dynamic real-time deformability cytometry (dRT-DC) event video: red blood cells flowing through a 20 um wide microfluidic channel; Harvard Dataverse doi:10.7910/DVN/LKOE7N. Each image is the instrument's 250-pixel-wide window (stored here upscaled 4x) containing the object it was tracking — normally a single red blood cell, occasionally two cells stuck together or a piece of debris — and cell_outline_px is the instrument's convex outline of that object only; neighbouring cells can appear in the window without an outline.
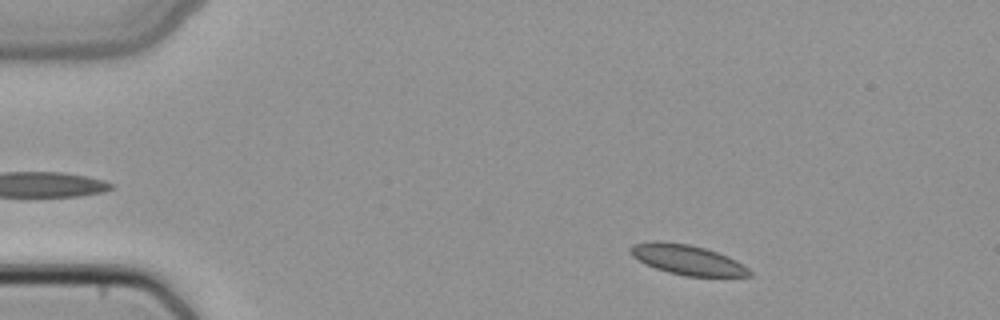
{"species": "common noctule bat (a hibernating species)", "species_latin": "Nyctalus noctula", "temperature_condition": "cold", "stored_images_in_passage": 5, "camera_frame_rate_fps": 3000, "um_per_image_px": 0.085, "animal": {"sex": "female", "body_mass_g": 22.7, "forearm_length_mm": 54.2}, "frame": {"image": 1, "passage_image": 1, "time_ms": 0.0, "image_size_px": [1000, 320], "cell_outline_px": [[752, 276], [688, 276], [668, 272], [656, 268], [632, 256], [628, 252], [628, 248], [632, 244], [652, 240], [660, 240], [688, 244], [704, 248], [728, 256], [736, 260], [748, 268], [752, 272]], "centroid_in_image_um": [58.39, 22.05], "position_along_channel_um": 26.6, "area_um2": 20.75}}
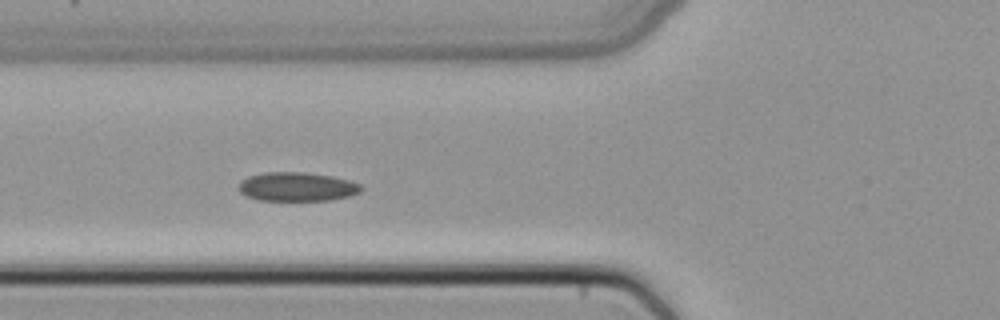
{"frame": {"image": 2, "passage_image": 4, "time_ms": 1.0, "image_size_px": [1000, 320], "cell_outline_px": [[364, 188], [360, 192], [348, 196], [328, 200], [256, 200], [240, 192], [240, 180], [248, 176], [264, 172], [304, 172], [332, 176], [348, 180], [360, 184]], "centroid_in_image_um": [25.24, 15.86], "position_along_channel_um": 100.6, "area_um2": 20.58}}
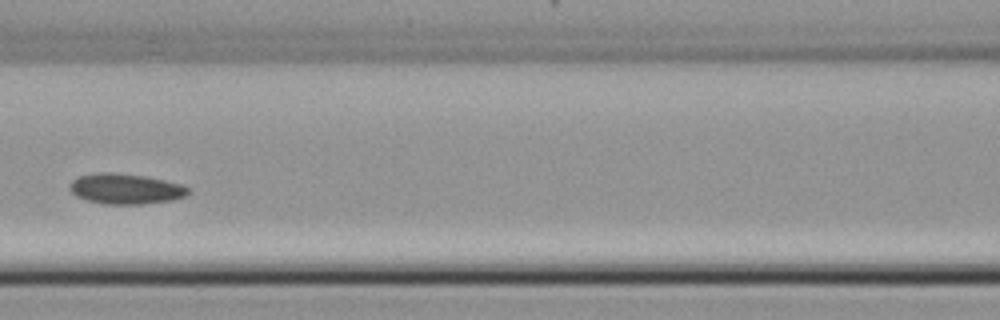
{"frame": {"image": 3, "passage_image": 5, "time_ms": 1.333, "image_size_px": [1000, 320], "cell_outline_px": [[188, 192], [184, 196], [172, 200], [140, 204], [104, 204], [88, 200], [76, 196], [68, 188], [68, 184], [72, 180], [80, 176], [96, 172], [112, 172], [148, 176], [180, 184], [188, 188]], "centroid_in_image_um": [10.62, 16.04], "position_along_channel_um": 156.0, "area_um2": 20.98}}